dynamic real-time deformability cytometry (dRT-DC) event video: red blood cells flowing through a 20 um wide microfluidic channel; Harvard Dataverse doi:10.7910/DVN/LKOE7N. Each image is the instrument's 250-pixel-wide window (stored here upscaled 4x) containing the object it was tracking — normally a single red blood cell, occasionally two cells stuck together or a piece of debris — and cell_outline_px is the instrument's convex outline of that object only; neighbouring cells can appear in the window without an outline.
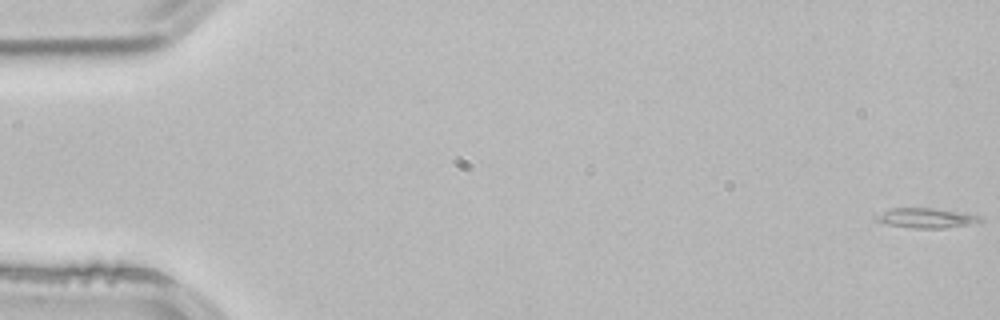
{"species": "common noctule bat (a hibernating species)", "species_latin": "Nyctalus noctula", "temperature_condition": "room temperature", "stored_images_in_passage": 4, "camera_frame_rate_fps": 3000, "um_per_image_px": 0.085, "animal": {"sex": "male", "body_mass_g": 21.5, "forearm_length_mm": 52.0}, "frame": {"image": 1, "passage_image": 1, "time_ms": 0.0, "image_size_px": [1000, 320], "cell_outline_px": [[984, 220], [968, 224], [944, 228], [912, 228], [888, 224], [876, 220], [872, 216], [872, 212], [892, 208], [932, 208], [964, 212], [984, 216]], "centroid_in_image_um": [78.66, 18.51], "position_along_channel_um": 6.3, "area_um2": 12.37}}
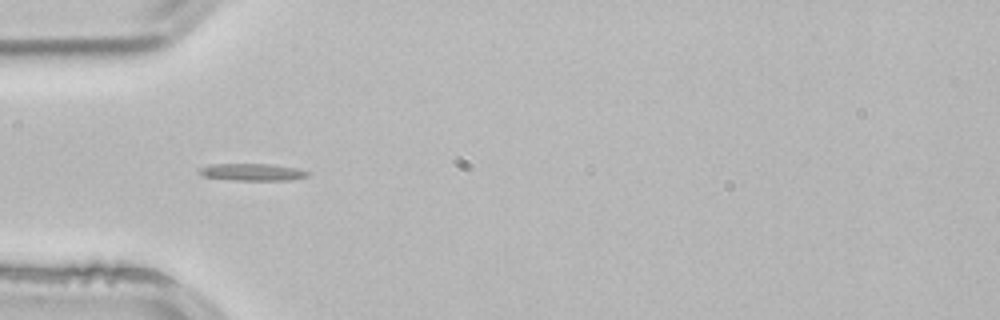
{"frame": {"image": 2, "passage_image": 4, "time_ms": 1.0, "image_size_px": [1000, 320], "cell_outline_px": [[308, 176], [288, 180], [232, 180], [204, 176], [196, 172], [196, 168], [212, 164], [272, 164], [296, 168], [308, 172]], "centroid_in_image_um": [21.36, 14.62], "position_along_channel_um": 63.6, "area_um2": 10.81}}